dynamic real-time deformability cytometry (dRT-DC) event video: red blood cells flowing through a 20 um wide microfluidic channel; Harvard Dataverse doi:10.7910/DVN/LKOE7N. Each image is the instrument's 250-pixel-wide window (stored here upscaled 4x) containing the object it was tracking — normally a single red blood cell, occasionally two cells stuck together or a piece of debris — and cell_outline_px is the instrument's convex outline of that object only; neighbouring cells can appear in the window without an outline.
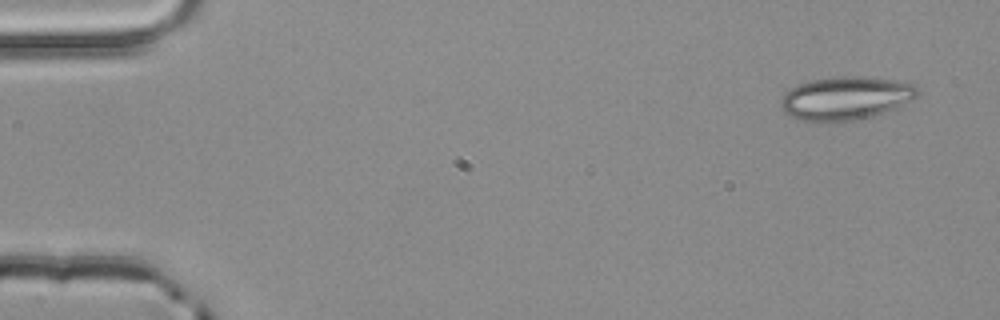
{"species": "common noctule bat (a hibernating species)", "species_latin": "Nyctalus noctula", "temperature_condition": "room temperature", "stored_images_in_passage": 4, "camera_frame_rate_fps": 3000, "um_per_image_px": 0.085, "animal": {"sex": "male", "body_mass_g": 20.4}, "frame": {"image": 1, "passage_image": 1, "time_ms": 0.0, "image_size_px": [1000, 320], "cell_outline_px": [[920, 92], [912, 100], [872, 116], [856, 120], [836, 124], [820, 124], [800, 120], [788, 116], [780, 108], [780, 100], [784, 92], [800, 84], [812, 80], [836, 76], [856, 76], [892, 80], [916, 84]], "centroid_in_image_um": [71.81, 8.39], "position_along_channel_um": 13.2, "area_um2": 35.08}}